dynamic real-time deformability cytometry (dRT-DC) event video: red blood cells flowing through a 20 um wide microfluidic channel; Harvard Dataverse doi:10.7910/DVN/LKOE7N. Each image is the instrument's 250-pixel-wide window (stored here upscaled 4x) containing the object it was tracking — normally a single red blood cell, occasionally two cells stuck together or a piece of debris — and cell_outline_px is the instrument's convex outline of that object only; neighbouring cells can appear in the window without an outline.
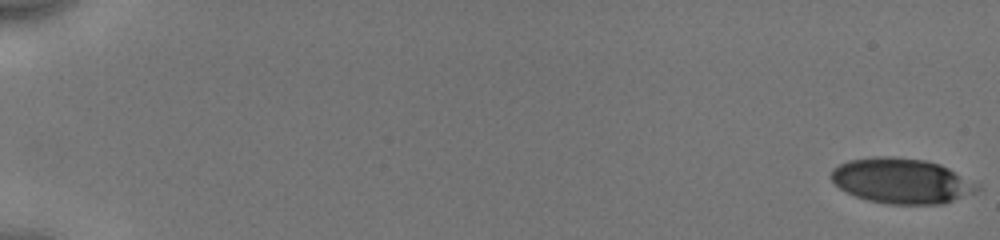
{"species": "human", "species_latin": "Homo sapiens", "temperature_condition": "cold", "stored_images_in_passage": 18, "camera_frame_rate_fps": 3000, "um_per_image_px": 0.085, "donor": {"sex": "male"}, "frame": {"image": 1, "passage_image": 1, "time_ms": 0.0, "image_size_px": [1000, 240], "cell_outline_px": [[980, 188], [976, 192], [944, 204], [888, 204], [868, 200], [844, 192], [828, 176], [832, 168], [848, 160], [872, 156], [896, 156], [924, 160], [940, 164], [980, 184]], "centroid_in_image_um": [76.62, 15.37], "position_along_channel_um": 8.4, "area_um2": 38.9}}
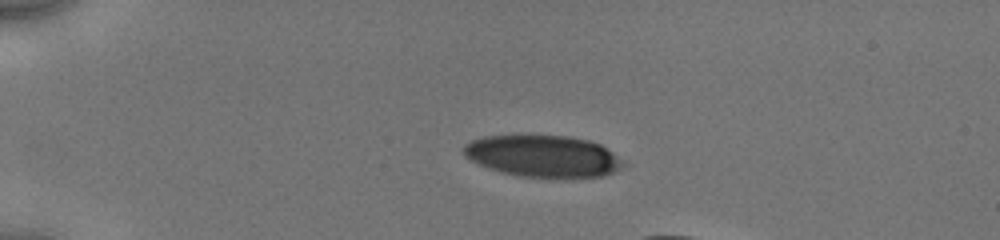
{"frame": {"image": 2, "passage_image": 12, "time_ms": 4.333, "image_size_px": [1000, 240], "cell_outline_px": [[628, 164], [624, 168], [604, 176], [560, 180], [516, 176], [488, 168], [464, 156], [464, 144], [472, 140], [484, 136], [528, 132], [568, 136], [588, 140], [600, 144], [608, 148], [624, 160]], "centroid_in_image_um": [46.22, 13.26], "position_along_channel_um": 38.8, "area_um2": 41.04}}
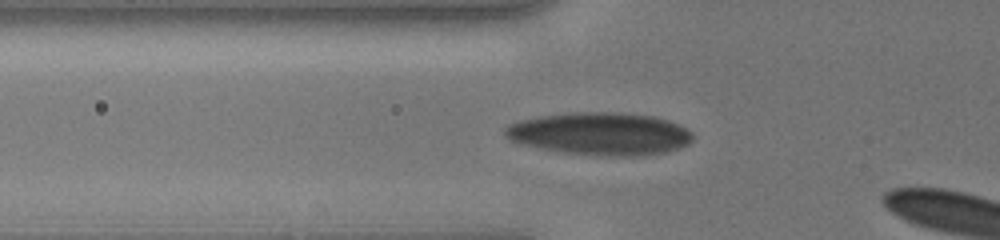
{"frame": {"image": 3, "passage_image": 17, "time_ms": 6.667, "image_size_px": [1000, 240], "cell_outline_px": [[692, 140], [688, 144], [680, 148], [668, 152], [632, 156], [612, 156], [564, 152], [544, 148], [512, 140], [504, 136], [504, 128], [508, 124], [516, 120], [536, 116], [572, 112], [620, 112], [652, 116], [668, 120], [692, 132]], "centroid_in_image_um": [51.01, 11.35], "position_along_channel_um": 74.8, "area_um2": 46.41}}